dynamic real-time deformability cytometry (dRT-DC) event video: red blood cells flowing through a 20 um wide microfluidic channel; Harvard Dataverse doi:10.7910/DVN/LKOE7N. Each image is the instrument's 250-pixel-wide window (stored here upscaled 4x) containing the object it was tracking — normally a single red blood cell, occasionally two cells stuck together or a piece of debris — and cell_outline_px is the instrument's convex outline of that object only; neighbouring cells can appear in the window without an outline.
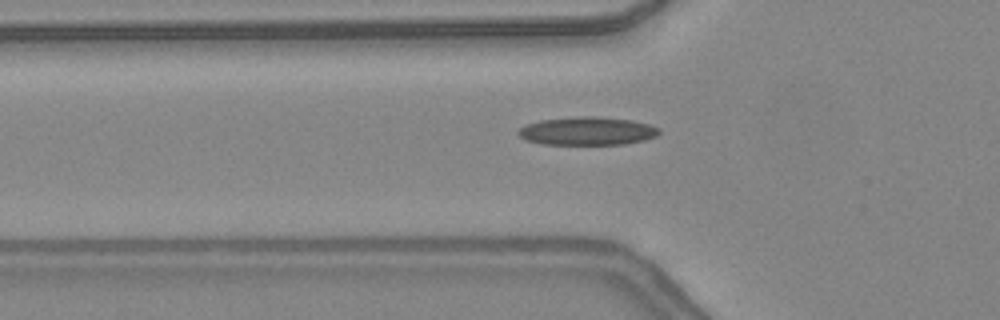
{"species": "common noctule bat (a hibernating species)", "species_latin": "Nyctalus noctula", "temperature_condition": "warm", "stored_images_in_passage": 47, "camera_frame_rate_fps": 3000, "um_per_image_px": 0.085, "animal": {"sex": "female", "body_mass_g": 24.6, "forearm_length_mm": 56.2}, "frame": {"image": 1, "passage_image": 16, "time_ms": 5.0, "image_size_px": [1000, 320], "cell_outline_px": [[660, 132], [656, 136], [644, 140], [624, 144], [544, 144], [524, 140], [516, 132], [520, 128], [528, 124], [540, 120], [580, 116], [596, 116], [632, 120], [648, 124], [660, 128]], "centroid_in_image_um": [49.92, 11.13], "position_along_channel_um": 75.9, "area_um2": 23.12}}
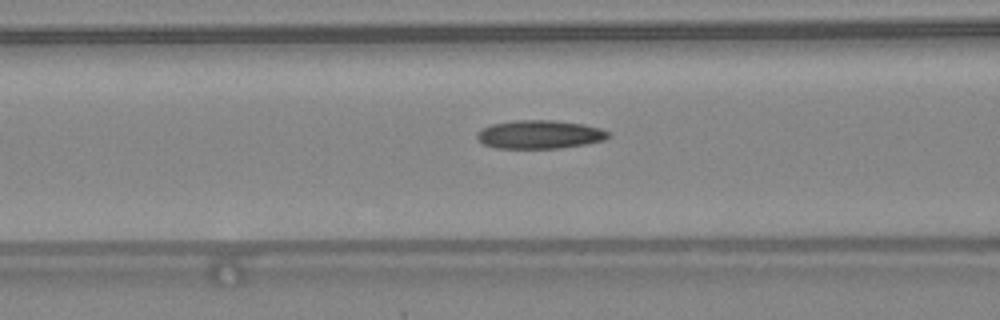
{"frame": {"image": 2, "passage_image": 19, "time_ms": 6.0, "image_size_px": [1000, 320], "cell_outline_px": [[612, 136], [604, 140], [588, 144], [560, 148], [496, 148], [484, 144], [476, 136], [476, 132], [480, 128], [492, 124], [516, 120], [552, 120], [584, 124], [600, 128], [612, 132]], "centroid_in_image_um": [45.91, 11.43], "position_along_channel_um": 120.7, "area_um2": 22.02}}
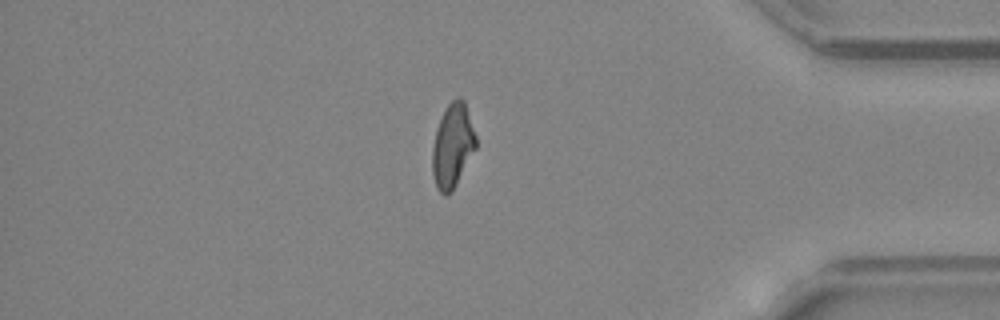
{"frame": {"image": 3, "passage_image": 40, "time_ms": 13.0, "image_size_px": [1000, 320], "cell_outline_px": [[476, 148], [452, 192], [444, 196], [436, 188], [432, 172], [432, 148], [436, 128], [448, 104], [456, 96], [460, 96], [464, 100], [476, 136]], "centroid_in_image_um": [38.46, 12.4], "position_along_channel_um": 396.7, "area_um2": 21.33}, "authors_computed_cell_mechanics": {"area_um2": 21.4438, "velocity_mm_per_s": 4.3829, "shape_relaxation_time_tau1_ms": null, "shape_relaxation_time_tau2_ms": 2.8405, "deformation_change_tau1": null, "deformation_change_tau2": 0.1072}}